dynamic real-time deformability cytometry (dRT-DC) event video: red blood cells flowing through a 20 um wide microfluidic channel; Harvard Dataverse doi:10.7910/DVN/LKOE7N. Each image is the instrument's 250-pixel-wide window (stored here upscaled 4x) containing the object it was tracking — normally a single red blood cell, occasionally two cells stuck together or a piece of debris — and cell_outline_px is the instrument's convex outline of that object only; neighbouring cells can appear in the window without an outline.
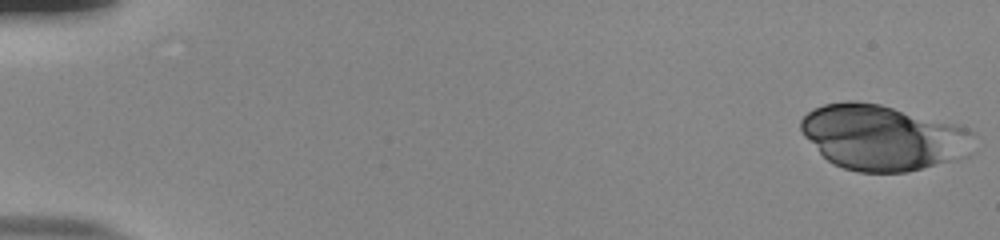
{"species": "human", "species_latin": "Homo sapiens", "temperature_condition": "room temperature", "stored_images_in_passage": 52, "camera_frame_rate_fps": 3000, "um_per_image_px": 0.085, "donor": {"sex": "male"}, "frame": {"image": 1, "passage_image": 1, "time_ms": 0.0, "image_size_px": [1000, 240], "cell_outline_px": [[972, 132], [948, 160], [908, 172], [856, 172], [832, 164], [804, 136], [800, 128], [800, 120], [812, 108], [824, 104], [844, 100], [856, 100], [880, 104], [956, 124], [968, 128]], "centroid_in_image_um": [74.79, 11.64], "position_along_channel_um": 10.2, "area_um2": 63.75}}